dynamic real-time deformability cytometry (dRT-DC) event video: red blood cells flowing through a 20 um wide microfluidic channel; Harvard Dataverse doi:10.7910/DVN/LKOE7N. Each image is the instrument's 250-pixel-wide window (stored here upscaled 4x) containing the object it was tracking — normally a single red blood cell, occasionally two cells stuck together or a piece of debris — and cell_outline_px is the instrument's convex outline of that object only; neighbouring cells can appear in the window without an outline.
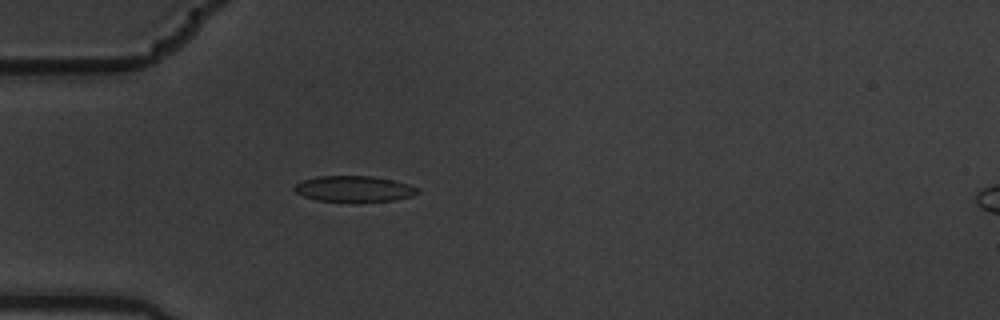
{"species": "common noctule bat (a hibernating species)", "species_latin": "Nyctalus noctula", "temperature_condition": "warm", "stored_images_in_passage": 4, "camera_frame_rate_fps": 3000, "um_per_image_px": 0.085, "animal": {"sex": "male", "body_mass_g": 19.5, "forearm_length_mm": 54.6}, "frame": {"image": 1, "passage_image": 4, "time_ms": 1.0, "image_size_px": [1000, 320], "cell_outline_px": [[420, 192], [412, 196], [396, 200], [356, 204], [316, 200], [304, 196], [296, 192], [292, 188], [300, 180], [316, 176], [372, 176], [392, 180], [408, 184], [420, 188]], "centroid_in_image_um": [30.1, 16.09], "position_along_channel_um": 54.9, "area_um2": 19.42}}